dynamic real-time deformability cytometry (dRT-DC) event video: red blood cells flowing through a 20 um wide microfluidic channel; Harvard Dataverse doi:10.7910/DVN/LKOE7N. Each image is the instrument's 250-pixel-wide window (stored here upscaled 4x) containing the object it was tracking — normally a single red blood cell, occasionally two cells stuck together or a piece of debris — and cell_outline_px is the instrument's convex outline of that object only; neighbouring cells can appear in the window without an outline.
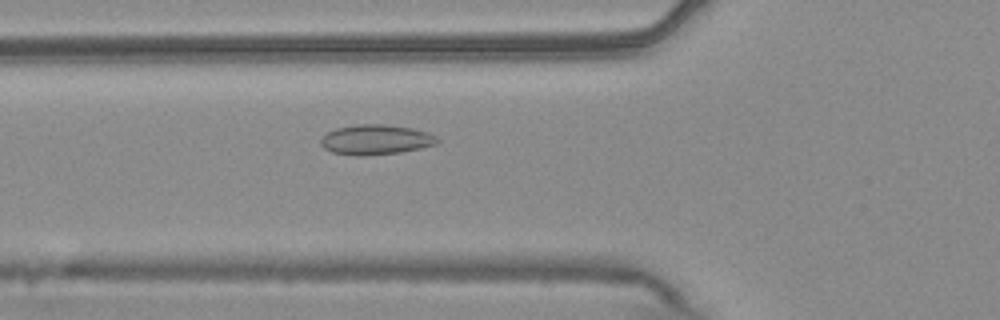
{"species": "common noctule bat (a hibernating species)", "species_latin": "Nyctalus noctula", "temperature_condition": "warm", "stored_images_in_passage": 50, "camera_frame_rate_fps": 3000, "um_per_image_px": 0.085, "animal": {"sex": "male", "body_mass_g": 20.4}, "frame": {"image": 1, "passage_image": 15, "time_ms": 4.667, "image_size_px": [1000, 320], "cell_outline_px": [[440, 140], [436, 144], [420, 148], [400, 152], [368, 156], [356, 156], [332, 152], [324, 148], [320, 144], [320, 140], [328, 132], [336, 128], [360, 124], [384, 124], [412, 128], [428, 132], [436, 136]], "centroid_in_image_um": [31.95, 11.88], "position_along_channel_um": 93.9, "area_um2": 20.4}}
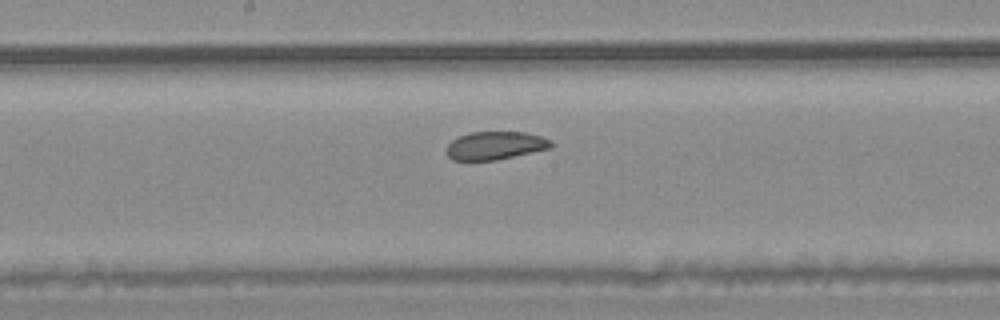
{"frame": {"image": 2, "passage_image": 24, "time_ms": 7.667, "image_size_px": [1000, 320], "cell_outline_px": [[552, 148], [496, 160], [452, 160], [448, 156], [448, 144], [452, 140], [460, 136], [472, 132], [524, 132], [540, 136], [552, 140]], "centroid_in_image_um": [42.13, 12.37], "position_along_channel_um": 206.1, "area_um2": 16.99}}
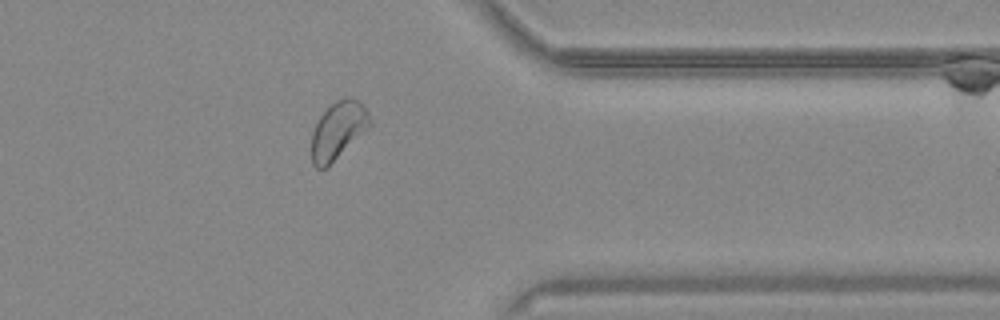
{"frame": {"image": 3, "passage_image": 39, "time_ms": 12.667, "image_size_px": [1000, 320], "cell_outline_px": [[372, 124], [328, 168], [316, 168], [312, 164], [312, 132], [320, 116], [336, 100], [348, 96], [364, 104], [368, 112]], "centroid_in_image_um": [28.75, 11.1], "position_along_channel_um": 382.7, "area_um2": 19.54}, "authors_computed_cell_mechanics": {"area_um2": 19.9699, "velocity_mm_per_s": 3.732, "shape_relaxation_time_tau1_ms": null, "shape_relaxation_time_tau2_ms": 2.3773, "deformation_change_tau1": null, "deformation_change_tau2": 0.0521}}